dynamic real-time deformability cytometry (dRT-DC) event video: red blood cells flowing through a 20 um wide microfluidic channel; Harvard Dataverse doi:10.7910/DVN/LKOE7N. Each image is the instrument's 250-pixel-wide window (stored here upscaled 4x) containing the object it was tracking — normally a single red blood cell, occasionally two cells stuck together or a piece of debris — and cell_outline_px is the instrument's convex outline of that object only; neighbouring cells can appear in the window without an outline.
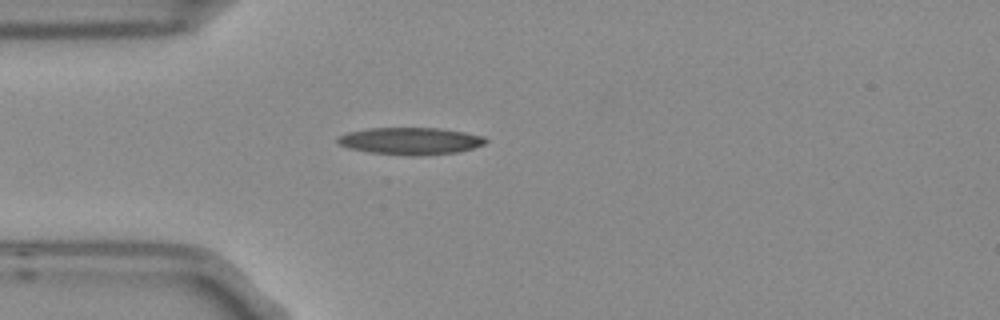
{"species": "Egyptian fruit bat (a non-hibernating species)", "species_latin": "Rousettus aegyptiacus", "temperature_condition": "room temperature", "stored_images_in_passage": 3, "camera_frame_rate_fps": 3000, "um_per_image_px": 0.085, "frame": {"image": 1, "passage_image": 3, "time_ms": 0.667, "image_size_px": [1000, 320], "cell_outline_px": [[488, 140], [484, 144], [460, 152], [424, 156], [408, 156], [368, 152], [352, 148], [340, 144], [336, 140], [340, 136], [348, 132], [368, 128], [436, 128], [464, 132], [484, 136]], "centroid_in_image_um": [34.93, 11.99], "position_along_channel_um": 50.1, "area_um2": 23.41}}